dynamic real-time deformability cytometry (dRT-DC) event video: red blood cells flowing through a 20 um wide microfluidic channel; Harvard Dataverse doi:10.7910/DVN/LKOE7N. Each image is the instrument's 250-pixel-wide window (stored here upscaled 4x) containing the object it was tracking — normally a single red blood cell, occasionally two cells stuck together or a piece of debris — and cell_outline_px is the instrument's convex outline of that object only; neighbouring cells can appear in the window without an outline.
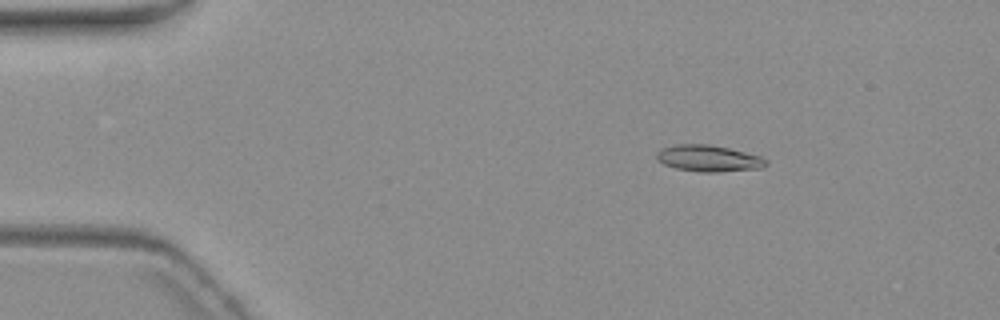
{"species": "common noctule bat (a hibernating species)", "species_latin": "Nyctalus noctula", "temperature_condition": "warm", "stored_images_in_passage": 4, "camera_frame_rate_fps": 3000, "um_per_image_px": 0.085, "animal": {"sex": "female", "body_mass_g": 19.3, "forearm_length_mm": 54.1}, "frame": {"image": 1, "passage_image": 2, "time_ms": 1.333, "image_size_px": [1000, 320], "cell_outline_px": [[768, 164], [764, 168], [720, 172], [700, 172], [676, 168], [664, 164], [656, 160], [656, 152], [660, 148], [676, 144], [708, 144], [728, 148], [760, 156], [768, 160]], "centroid_in_image_um": [60.22, 13.46], "position_along_channel_um": 24.8, "area_um2": 17.05}}